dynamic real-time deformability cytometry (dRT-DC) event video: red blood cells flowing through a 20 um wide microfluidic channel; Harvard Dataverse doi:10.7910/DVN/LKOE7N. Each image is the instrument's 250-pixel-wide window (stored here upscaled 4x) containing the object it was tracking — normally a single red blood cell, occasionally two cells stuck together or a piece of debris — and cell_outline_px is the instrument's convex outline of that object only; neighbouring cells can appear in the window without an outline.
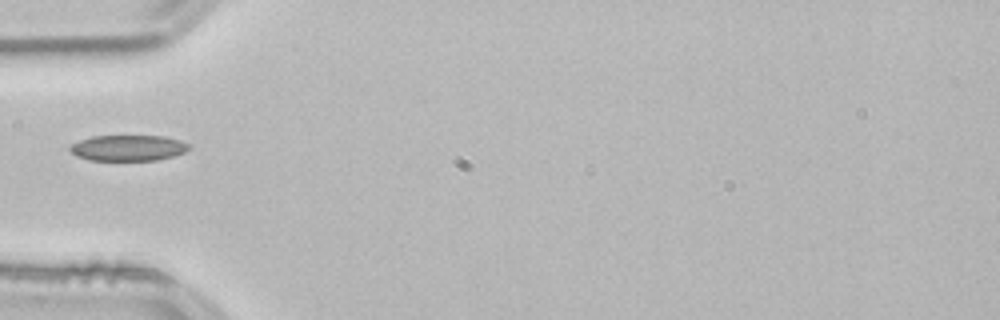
{"species": "common noctule bat (a hibernating species)", "species_latin": "Nyctalus noctula", "temperature_condition": "room temperature", "stored_images_in_passage": 21, "camera_frame_rate_fps": 3000, "um_per_image_px": 0.085, "animal": {"sex": "male", "body_mass_g": 21.5, "forearm_length_mm": 52.0}, "frame": {"image": 1, "passage_image": 1, "time_ms": 0.0, "image_size_px": [1000, 320], "cell_outline_px": [[192, 148], [184, 152], [172, 156], [156, 160], [88, 160], [76, 156], [68, 148], [72, 144], [80, 140], [92, 136], [164, 136], [180, 140], [188, 144]], "centroid_in_image_um": [10.89, 12.57], "position_along_channel_um": 74.1, "area_um2": 17.86}}